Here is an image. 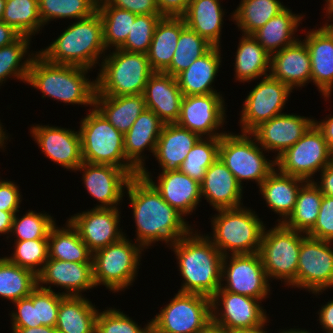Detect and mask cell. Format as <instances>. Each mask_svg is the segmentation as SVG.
Masks as SVG:
<instances>
[{"label": "cell", "instance_id": "63", "mask_svg": "<svg viewBox=\"0 0 333 333\" xmlns=\"http://www.w3.org/2000/svg\"><path fill=\"white\" fill-rule=\"evenodd\" d=\"M198 333H228V332L223 327L211 321L205 328L200 330Z\"/></svg>", "mask_w": 333, "mask_h": 333}, {"label": "cell", "instance_id": "14", "mask_svg": "<svg viewBox=\"0 0 333 333\" xmlns=\"http://www.w3.org/2000/svg\"><path fill=\"white\" fill-rule=\"evenodd\" d=\"M333 242L306 236L301 242L296 288L321 295L333 287Z\"/></svg>", "mask_w": 333, "mask_h": 333}, {"label": "cell", "instance_id": "37", "mask_svg": "<svg viewBox=\"0 0 333 333\" xmlns=\"http://www.w3.org/2000/svg\"><path fill=\"white\" fill-rule=\"evenodd\" d=\"M98 307L83 296H64L58 310L56 331L95 333Z\"/></svg>", "mask_w": 333, "mask_h": 333}, {"label": "cell", "instance_id": "58", "mask_svg": "<svg viewBox=\"0 0 333 333\" xmlns=\"http://www.w3.org/2000/svg\"><path fill=\"white\" fill-rule=\"evenodd\" d=\"M319 323L325 333H333V300L326 302L325 305L318 310Z\"/></svg>", "mask_w": 333, "mask_h": 333}, {"label": "cell", "instance_id": "39", "mask_svg": "<svg viewBox=\"0 0 333 333\" xmlns=\"http://www.w3.org/2000/svg\"><path fill=\"white\" fill-rule=\"evenodd\" d=\"M65 227H58L56 223L48 235V259L63 260L78 263H93V253L82 241L77 229L69 220Z\"/></svg>", "mask_w": 333, "mask_h": 333}, {"label": "cell", "instance_id": "5", "mask_svg": "<svg viewBox=\"0 0 333 333\" xmlns=\"http://www.w3.org/2000/svg\"><path fill=\"white\" fill-rule=\"evenodd\" d=\"M216 211L218 213L211 219L212 234L206 235L223 256L254 254L260 251L266 224L255 211L244 205Z\"/></svg>", "mask_w": 333, "mask_h": 333}, {"label": "cell", "instance_id": "15", "mask_svg": "<svg viewBox=\"0 0 333 333\" xmlns=\"http://www.w3.org/2000/svg\"><path fill=\"white\" fill-rule=\"evenodd\" d=\"M292 89L271 75L264 76L249 91L242 106L241 132L251 133L260 124L281 115Z\"/></svg>", "mask_w": 333, "mask_h": 333}, {"label": "cell", "instance_id": "52", "mask_svg": "<svg viewBox=\"0 0 333 333\" xmlns=\"http://www.w3.org/2000/svg\"><path fill=\"white\" fill-rule=\"evenodd\" d=\"M120 310L110 307L101 312L99 310L95 333H151V321L141 327Z\"/></svg>", "mask_w": 333, "mask_h": 333}, {"label": "cell", "instance_id": "10", "mask_svg": "<svg viewBox=\"0 0 333 333\" xmlns=\"http://www.w3.org/2000/svg\"><path fill=\"white\" fill-rule=\"evenodd\" d=\"M306 236L282 223L275 224L268 230L265 227L259 254L269 280L278 279L284 285L296 288L299 252Z\"/></svg>", "mask_w": 333, "mask_h": 333}, {"label": "cell", "instance_id": "11", "mask_svg": "<svg viewBox=\"0 0 333 333\" xmlns=\"http://www.w3.org/2000/svg\"><path fill=\"white\" fill-rule=\"evenodd\" d=\"M211 321V298L178 291L151 319V333H198Z\"/></svg>", "mask_w": 333, "mask_h": 333}, {"label": "cell", "instance_id": "54", "mask_svg": "<svg viewBox=\"0 0 333 333\" xmlns=\"http://www.w3.org/2000/svg\"><path fill=\"white\" fill-rule=\"evenodd\" d=\"M97 6H114L137 15L160 14L156 0H98Z\"/></svg>", "mask_w": 333, "mask_h": 333}, {"label": "cell", "instance_id": "21", "mask_svg": "<svg viewBox=\"0 0 333 333\" xmlns=\"http://www.w3.org/2000/svg\"><path fill=\"white\" fill-rule=\"evenodd\" d=\"M313 118L293 113H283L260 124L251 134L259 145L269 153H275L274 160L296 144L314 124Z\"/></svg>", "mask_w": 333, "mask_h": 333}, {"label": "cell", "instance_id": "32", "mask_svg": "<svg viewBox=\"0 0 333 333\" xmlns=\"http://www.w3.org/2000/svg\"><path fill=\"white\" fill-rule=\"evenodd\" d=\"M221 46H213L206 54L194 60L176 80L183 96L220 93L213 88V82L222 65Z\"/></svg>", "mask_w": 333, "mask_h": 333}, {"label": "cell", "instance_id": "36", "mask_svg": "<svg viewBox=\"0 0 333 333\" xmlns=\"http://www.w3.org/2000/svg\"><path fill=\"white\" fill-rule=\"evenodd\" d=\"M185 27L183 17L163 16L159 20L147 53L154 72H164L170 66L180 32Z\"/></svg>", "mask_w": 333, "mask_h": 333}, {"label": "cell", "instance_id": "4", "mask_svg": "<svg viewBox=\"0 0 333 333\" xmlns=\"http://www.w3.org/2000/svg\"><path fill=\"white\" fill-rule=\"evenodd\" d=\"M90 69L53 64L38 53L33 58L26 83L39 89L42 98L47 96L58 102L94 107L96 80L87 74Z\"/></svg>", "mask_w": 333, "mask_h": 333}, {"label": "cell", "instance_id": "23", "mask_svg": "<svg viewBox=\"0 0 333 333\" xmlns=\"http://www.w3.org/2000/svg\"><path fill=\"white\" fill-rule=\"evenodd\" d=\"M140 174L160 193L162 198L183 216L191 215L202 201L201 186L196 180L179 171L160 172L153 180L151 171L144 168Z\"/></svg>", "mask_w": 333, "mask_h": 333}, {"label": "cell", "instance_id": "38", "mask_svg": "<svg viewBox=\"0 0 333 333\" xmlns=\"http://www.w3.org/2000/svg\"><path fill=\"white\" fill-rule=\"evenodd\" d=\"M235 53V80L244 83L270 75L271 55L252 35L242 34Z\"/></svg>", "mask_w": 333, "mask_h": 333}, {"label": "cell", "instance_id": "51", "mask_svg": "<svg viewBox=\"0 0 333 333\" xmlns=\"http://www.w3.org/2000/svg\"><path fill=\"white\" fill-rule=\"evenodd\" d=\"M161 14L137 15L125 43L119 48L127 52L147 54Z\"/></svg>", "mask_w": 333, "mask_h": 333}, {"label": "cell", "instance_id": "56", "mask_svg": "<svg viewBox=\"0 0 333 333\" xmlns=\"http://www.w3.org/2000/svg\"><path fill=\"white\" fill-rule=\"evenodd\" d=\"M191 0H156L158 10L162 16L182 17Z\"/></svg>", "mask_w": 333, "mask_h": 333}, {"label": "cell", "instance_id": "16", "mask_svg": "<svg viewBox=\"0 0 333 333\" xmlns=\"http://www.w3.org/2000/svg\"><path fill=\"white\" fill-rule=\"evenodd\" d=\"M259 299L228 292L221 287L211 298L212 321L228 333L264 324L269 314Z\"/></svg>", "mask_w": 333, "mask_h": 333}, {"label": "cell", "instance_id": "19", "mask_svg": "<svg viewBox=\"0 0 333 333\" xmlns=\"http://www.w3.org/2000/svg\"><path fill=\"white\" fill-rule=\"evenodd\" d=\"M76 171H82L84 188L99 203L94 208H119L131 178L124 169L82 162Z\"/></svg>", "mask_w": 333, "mask_h": 333}, {"label": "cell", "instance_id": "26", "mask_svg": "<svg viewBox=\"0 0 333 333\" xmlns=\"http://www.w3.org/2000/svg\"><path fill=\"white\" fill-rule=\"evenodd\" d=\"M146 109L154 112L164 124L176 123L183 99L176 77L154 72L143 91Z\"/></svg>", "mask_w": 333, "mask_h": 333}, {"label": "cell", "instance_id": "45", "mask_svg": "<svg viewBox=\"0 0 333 333\" xmlns=\"http://www.w3.org/2000/svg\"><path fill=\"white\" fill-rule=\"evenodd\" d=\"M97 11L102 21L106 50L120 48L125 43L137 14L114 6H97Z\"/></svg>", "mask_w": 333, "mask_h": 333}, {"label": "cell", "instance_id": "7", "mask_svg": "<svg viewBox=\"0 0 333 333\" xmlns=\"http://www.w3.org/2000/svg\"><path fill=\"white\" fill-rule=\"evenodd\" d=\"M83 162L112 165L124 169L131 177L140 172L126 159L124 135L92 107L79 126Z\"/></svg>", "mask_w": 333, "mask_h": 333}, {"label": "cell", "instance_id": "53", "mask_svg": "<svg viewBox=\"0 0 333 333\" xmlns=\"http://www.w3.org/2000/svg\"><path fill=\"white\" fill-rule=\"evenodd\" d=\"M306 235L333 242V197L323 195L317 221Z\"/></svg>", "mask_w": 333, "mask_h": 333}, {"label": "cell", "instance_id": "44", "mask_svg": "<svg viewBox=\"0 0 333 333\" xmlns=\"http://www.w3.org/2000/svg\"><path fill=\"white\" fill-rule=\"evenodd\" d=\"M1 21L31 38L43 29L38 0H6Z\"/></svg>", "mask_w": 333, "mask_h": 333}, {"label": "cell", "instance_id": "35", "mask_svg": "<svg viewBox=\"0 0 333 333\" xmlns=\"http://www.w3.org/2000/svg\"><path fill=\"white\" fill-rule=\"evenodd\" d=\"M94 107L123 135L129 131L138 116L146 110L143 94L95 95Z\"/></svg>", "mask_w": 333, "mask_h": 333}, {"label": "cell", "instance_id": "62", "mask_svg": "<svg viewBox=\"0 0 333 333\" xmlns=\"http://www.w3.org/2000/svg\"><path fill=\"white\" fill-rule=\"evenodd\" d=\"M12 331V333H60L55 327L44 325L35 328H12Z\"/></svg>", "mask_w": 333, "mask_h": 333}, {"label": "cell", "instance_id": "31", "mask_svg": "<svg viewBox=\"0 0 333 333\" xmlns=\"http://www.w3.org/2000/svg\"><path fill=\"white\" fill-rule=\"evenodd\" d=\"M306 180L286 175L275 168L260 184L259 194H262L267 207L279 215L278 223H283L292 213L298 192Z\"/></svg>", "mask_w": 333, "mask_h": 333}, {"label": "cell", "instance_id": "33", "mask_svg": "<svg viewBox=\"0 0 333 333\" xmlns=\"http://www.w3.org/2000/svg\"><path fill=\"white\" fill-rule=\"evenodd\" d=\"M221 0H191L186 13L182 16L186 26L206 39L213 46L220 47L223 28Z\"/></svg>", "mask_w": 333, "mask_h": 333}, {"label": "cell", "instance_id": "22", "mask_svg": "<svg viewBox=\"0 0 333 333\" xmlns=\"http://www.w3.org/2000/svg\"><path fill=\"white\" fill-rule=\"evenodd\" d=\"M51 285L63 288L65 291L61 294L64 296H83L82 293L96 287L93 279V263L48 259L37 274V286L54 291Z\"/></svg>", "mask_w": 333, "mask_h": 333}, {"label": "cell", "instance_id": "65", "mask_svg": "<svg viewBox=\"0 0 333 333\" xmlns=\"http://www.w3.org/2000/svg\"><path fill=\"white\" fill-rule=\"evenodd\" d=\"M326 4L324 6V10H325V17H327V21L330 22V24H332L333 22V0H325ZM331 20V21H329Z\"/></svg>", "mask_w": 333, "mask_h": 333}, {"label": "cell", "instance_id": "55", "mask_svg": "<svg viewBox=\"0 0 333 333\" xmlns=\"http://www.w3.org/2000/svg\"><path fill=\"white\" fill-rule=\"evenodd\" d=\"M20 186L16 182L1 180L0 181V210L12 212L14 215L19 213L20 204L22 203V194ZM21 194V195H20Z\"/></svg>", "mask_w": 333, "mask_h": 333}, {"label": "cell", "instance_id": "3", "mask_svg": "<svg viewBox=\"0 0 333 333\" xmlns=\"http://www.w3.org/2000/svg\"><path fill=\"white\" fill-rule=\"evenodd\" d=\"M70 24L49 46L40 49L38 54L53 64L95 68L100 57L103 59L102 56L107 53L98 11Z\"/></svg>", "mask_w": 333, "mask_h": 333}, {"label": "cell", "instance_id": "6", "mask_svg": "<svg viewBox=\"0 0 333 333\" xmlns=\"http://www.w3.org/2000/svg\"><path fill=\"white\" fill-rule=\"evenodd\" d=\"M101 59L95 95L122 96L143 94L154 73L145 53L109 50Z\"/></svg>", "mask_w": 333, "mask_h": 333}, {"label": "cell", "instance_id": "47", "mask_svg": "<svg viewBox=\"0 0 333 333\" xmlns=\"http://www.w3.org/2000/svg\"><path fill=\"white\" fill-rule=\"evenodd\" d=\"M98 0H38L43 27L55 19L90 17L97 11Z\"/></svg>", "mask_w": 333, "mask_h": 333}, {"label": "cell", "instance_id": "67", "mask_svg": "<svg viewBox=\"0 0 333 333\" xmlns=\"http://www.w3.org/2000/svg\"><path fill=\"white\" fill-rule=\"evenodd\" d=\"M279 333H311L309 330L307 331V330H305V329H300V328H298V329H295V328H291V329H288V330H280L279 331Z\"/></svg>", "mask_w": 333, "mask_h": 333}, {"label": "cell", "instance_id": "42", "mask_svg": "<svg viewBox=\"0 0 333 333\" xmlns=\"http://www.w3.org/2000/svg\"><path fill=\"white\" fill-rule=\"evenodd\" d=\"M30 42L31 37L21 35L16 41L0 48V86L11 77L24 83L27 81L31 62L38 53L28 50Z\"/></svg>", "mask_w": 333, "mask_h": 333}, {"label": "cell", "instance_id": "27", "mask_svg": "<svg viewBox=\"0 0 333 333\" xmlns=\"http://www.w3.org/2000/svg\"><path fill=\"white\" fill-rule=\"evenodd\" d=\"M292 90L311 82V59L306 44L298 40L271 55L270 73Z\"/></svg>", "mask_w": 333, "mask_h": 333}, {"label": "cell", "instance_id": "59", "mask_svg": "<svg viewBox=\"0 0 333 333\" xmlns=\"http://www.w3.org/2000/svg\"><path fill=\"white\" fill-rule=\"evenodd\" d=\"M328 116V117H327ZM321 121L314 120V124L321 131L330 151L333 153V115H327Z\"/></svg>", "mask_w": 333, "mask_h": 333}, {"label": "cell", "instance_id": "12", "mask_svg": "<svg viewBox=\"0 0 333 333\" xmlns=\"http://www.w3.org/2000/svg\"><path fill=\"white\" fill-rule=\"evenodd\" d=\"M332 160L333 153L323 134L313 124L296 144L275 161L281 173L314 181L315 173L321 172Z\"/></svg>", "mask_w": 333, "mask_h": 333}, {"label": "cell", "instance_id": "8", "mask_svg": "<svg viewBox=\"0 0 333 333\" xmlns=\"http://www.w3.org/2000/svg\"><path fill=\"white\" fill-rule=\"evenodd\" d=\"M142 251L144 248L127 236L95 251L92 257L95 286L104 285L109 291L117 293L133 285L141 264Z\"/></svg>", "mask_w": 333, "mask_h": 333}, {"label": "cell", "instance_id": "9", "mask_svg": "<svg viewBox=\"0 0 333 333\" xmlns=\"http://www.w3.org/2000/svg\"><path fill=\"white\" fill-rule=\"evenodd\" d=\"M239 134L226 132L221 136L219 159L241 186L245 180L255 181L260 186L276 168V161L266 158L265 150L251 133Z\"/></svg>", "mask_w": 333, "mask_h": 333}, {"label": "cell", "instance_id": "48", "mask_svg": "<svg viewBox=\"0 0 333 333\" xmlns=\"http://www.w3.org/2000/svg\"><path fill=\"white\" fill-rule=\"evenodd\" d=\"M221 138H200L188 152L180 171L201 183L206 170L219 158Z\"/></svg>", "mask_w": 333, "mask_h": 333}, {"label": "cell", "instance_id": "18", "mask_svg": "<svg viewBox=\"0 0 333 333\" xmlns=\"http://www.w3.org/2000/svg\"><path fill=\"white\" fill-rule=\"evenodd\" d=\"M120 208H92L68 218L89 250L95 251L120 241L126 233L120 228ZM120 228V229H119Z\"/></svg>", "mask_w": 333, "mask_h": 333}, {"label": "cell", "instance_id": "64", "mask_svg": "<svg viewBox=\"0 0 333 333\" xmlns=\"http://www.w3.org/2000/svg\"><path fill=\"white\" fill-rule=\"evenodd\" d=\"M267 323H269L268 320L261 326L251 328V329H241V330L235 331L234 333H268L265 329V325L267 326Z\"/></svg>", "mask_w": 333, "mask_h": 333}, {"label": "cell", "instance_id": "66", "mask_svg": "<svg viewBox=\"0 0 333 333\" xmlns=\"http://www.w3.org/2000/svg\"><path fill=\"white\" fill-rule=\"evenodd\" d=\"M2 126L3 125L0 122V148L3 150L4 147H6L4 144H6L7 140L9 139V135L6 133V131H4V128Z\"/></svg>", "mask_w": 333, "mask_h": 333}, {"label": "cell", "instance_id": "28", "mask_svg": "<svg viewBox=\"0 0 333 333\" xmlns=\"http://www.w3.org/2000/svg\"><path fill=\"white\" fill-rule=\"evenodd\" d=\"M200 186L202 198L214 210L243 206V186L219 158L206 170Z\"/></svg>", "mask_w": 333, "mask_h": 333}, {"label": "cell", "instance_id": "13", "mask_svg": "<svg viewBox=\"0 0 333 333\" xmlns=\"http://www.w3.org/2000/svg\"><path fill=\"white\" fill-rule=\"evenodd\" d=\"M221 288L259 299L269 298L270 283L258 253L223 256ZM268 296V297H267Z\"/></svg>", "mask_w": 333, "mask_h": 333}, {"label": "cell", "instance_id": "25", "mask_svg": "<svg viewBox=\"0 0 333 333\" xmlns=\"http://www.w3.org/2000/svg\"><path fill=\"white\" fill-rule=\"evenodd\" d=\"M60 292L36 287L29 296L14 302L17 310L11 311V328H35L41 325L55 327L61 299Z\"/></svg>", "mask_w": 333, "mask_h": 333}, {"label": "cell", "instance_id": "1", "mask_svg": "<svg viewBox=\"0 0 333 333\" xmlns=\"http://www.w3.org/2000/svg\"><path fill=\"white\" fill-rule=\"evenodd\" d=\"M126 190L135 220V242L144 249L159 241L170 246L192 230L186 218L141 174L130 178Z\"/></svg>", "mask_w": 333, "mask_h": 333}, {"label": "cell", "instance_id": "50", "mask_svg": "<svg viewBox=\"0 0 333 333\" xmlns=\"http://www.w3.org/2000/svg\"><path fill=\"white\" fill-rule=\"evenodd\" d=\"M14 242V252L6 258L20 267L33 271L37 275L49 258L48 239Z\"/></svg>", "mask_w": 333, "mask_h": 333}, {"label": "cell", "instance_id": "57", "mask_svg": "<svg viewBox=\"0 0 333 333\" xmlns=\"http://www.w3.org/2000/svg\"><path fill=\"white\" fill-rule=\"evenodd\" d=\"M320 180L314 183L323 195L333 197V160L320 172Z\"/></svg>", "mask_w": 333, "mask_h": 333}, {"label": "cell", "instance_id": "60", "mask_svg": "<svg viewBox=\"0 0 333 333\" xmlns=\"http://www.w3.org/2000/svg\"><path fill=\"white\" fill-rule=\"evenodd\" d=\"M21 36L13 27L0 21V48L11 44Z\"/></svg>", "mask_w": 333, "mask_h": 333}, {"label": "cell", "instance_id": "49", "mask_svg": "<svg viewBox=\"0 0 333 333\" xmlns=\"http://www.w3.org/2000/svg\"><path fill=\"white\" fill-rule=\"evenodd\" d=\"M20 217L17 213L13 217L10 235L14 236V241L48 239L50 229L56 223V219L45 211L37 213L28 210Z\"/></svg>", "mask_w": 333, "mask_h": 333}, {"label": "cell", "instance_id": "68", "mask_svg": "<svg viewBox=\"0 0 333 333\" xmlns=\"http://www.w3.org/2000/svg\"><path fill=\"white\" fill-rule=\"evenodd\" d=\"M6 0H0V21L3 16Z\"/></svg>", "mask_w": 333, "mask_h": 333}, {"label": "cell", "instance_id": "61", "mask_svg": "<svg viewBox=\"0 0 333 333\" xmlns=\"http://www.w3.org/2000/svg\"><path fill=\"white\" fill-rule=\"evenodd\" d=\"M14 214L12 212L1 211L0 210V235L7 234V240L10 237L11 229H12V221Z\"/></svg>", "mask_w": 333, "mask_h": 333}, {"label": "cell", "instance_id": "41", "mask_svg": "<svg viewBox=\"0 0 333 333\" xmlns=\"http://www.w3.org/2000/svg\"><path fill=\"white\" fill-rule=\"evenodd\" d=\"M280 0H241L230 16L238 29L245 35H252L286 6Z\"/></svg>", "mask_w": 333, "mask_h": 333}, {"label": "cell", "instance_id": "2", "mask_svg": "<svg viewBox=\"0 0 333 333\" xmlns=\"http://www.w3.org/2000/svg\"><path fill=\"white\" fill-rule=\"evenodd\" d=\"M194 230L169 246L184 279L179 292L212 298L222 283L223 255L207 235Z\"/></svg>", "mask_w": 333, "mask_h": 333}, {"label": "cell", "instance_id": "29", "mask_svg": "<svg viewBox=\"0 0 333 333\" xmlns=\"http://www.w3.org/2000/svg\"><path fill=\"white\" fill-rule=\"evenodd\" d=\"M163 126V121L153 111L146 109L138 116L129 131L124 135L126 159L139 172L146 168V156L144 157L143 155L145 148L154 156Z\"/></svg>", "mask_w": 333, "mask_h": 333}, {"label": "cell", "instance_id": "20", "mask_svg": "<svg viewBox=\"0 0 333 333\" xmlns=\"http://www.w3.org/2000/svg\"><path fill=\"white\" fill-rule=\"evenodd\" d=\"M30 134L46 158L74 171L82 164L79 131L48 125H33ZM70 169V170H69Z\"/></svg>", "mask_w": 333, "mask_h": 333}, {"label": "cell", "instance_id": "34", "mask_svg": "<svg viewBox=\"0 0 333 333\" xmlns=\"http://www.w3.org/2000/svg\"><path fill=\"white\" fill-rule=\"evenodd\" d=\"M304 15L292 12L287 6L272 17L264 26L255 31L252 36L270 54L290 46L300 38L295 37Z\"/></svg>", "mask_w": 333, "mask_h": 333}, {"label": "cell", "instance_id": "46", "mask_svg": "<svg viewBox=\"0 0 333 333\" xmlns=\"http://www.w3.org/2000/svg\"><path fill=\"white\" fill-rule=\"evenodd\" d=\"M212 47L206 39L186 26L180 32L172 62L163 73L176 77Z\"/></svg>", "mask_w": 333, "mask_h": 333}, {"label": "cell", "instance_id": "43", "mask_svg": "<svg viewBox=\"0 0 333 333\" xmlns=\"http://www.w3.org/2000/svg\"><path fill=\"white\" fill-rule=\"evenodd\" d=\"M37 287V275L0 257V296L12 303L27 297Z\"/></svg>", "mask_w": 333, "mask_h": 333}, {"label": "cell", "instance_id": "30", "mask_svg": "<svg viewBox=\"0 0 333 333\" xmlns=\"http://www.w3.org/2000/svg\"><path fill=\"white\" fill-rule=\"evenodd\" d=\"M200 138L177 123L164 124L154 153L162 172L179 171L188 152Z\"/></svg>", "mask_w": 333, "mask_h": 333}, {"label": "cell", "instance_id": "17", "mask_svg": "<svg viewBox=\"0 0 333 333\" xmlns=\"http://www.w3.org/2000/svg\"><path fill=\"white\" fill-rule=\"evenodd\" d=\"M224 104V97L220 93L184 96L176 123L197 133L201 138L204 136L205 138H221L226 133L218 131L226 122Z\"/></svg>", "mask_w": 333, "mask_h": 333}, {"label": "cell", "instance_id": "24", "mask_svg": "<svg viewBox=\"0 0 333 333\" xmlns=\"http://www.w3.org/2000/svg\"><path fill=\"white\" fill-rule=\"evenodd\" d=\"M305 36L302 41L310 54L311 82L324 99H329L333 92V23L325 22L320 28L307 31Z\"/></svg>", "mask_w": 333, "mask_h": 333}, {"label": "cell", "instance_id": "40", "mask_svg": "<svg viewBox=\"0 0 333 333\" xmlns=\"http://www.w3.org/2000/svg\"><path fill=\"white\" fill-rule=\"evenodd\" d=\"M322 198L323 194L314 181H306L298 192L292 213L282 224L307 234L317 221Z\"/></svg>", "mask_w": 333, "mask_h": 333}]
</instances>
